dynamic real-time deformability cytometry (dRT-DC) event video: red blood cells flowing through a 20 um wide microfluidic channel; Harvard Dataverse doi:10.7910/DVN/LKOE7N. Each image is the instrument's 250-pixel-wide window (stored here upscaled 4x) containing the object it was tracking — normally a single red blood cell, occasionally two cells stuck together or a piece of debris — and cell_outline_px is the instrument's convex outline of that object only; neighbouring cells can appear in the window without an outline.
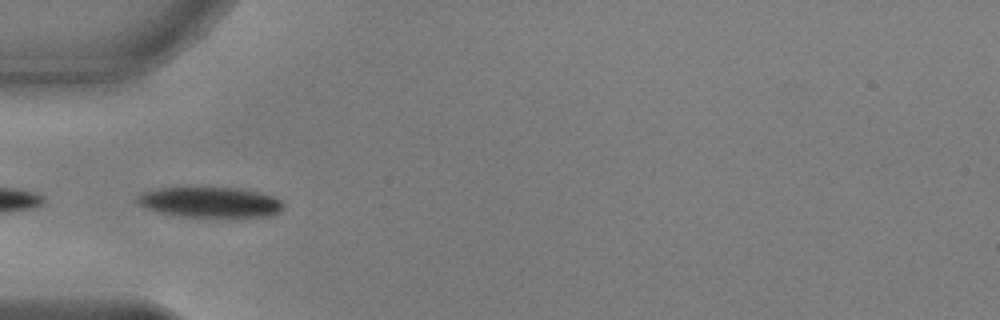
{"species": "common noctule bat (a hibernating species)", "species_latin": "Nyctalus noctula", "temperature_condition": "warm", "stored_images_in_passage": 20, "camera_frame_rate_fps": 3000, "um_per_image_px": 0.085, "animal": {"sex": "male", "body_mass_g": 17.9, "forearm_length_mm": 54.2}, "frame": {"image": 1, "passage_image": 4, "time_ms": 1.0, "image_size_px": [1000, 320], "cell_outline_px": [[284, 208], [280, 212], [272, 216], [228, 220], [188, 216], [164, 212], [144, 208], [136, 200], [144, 192], [160, 188], [240, 188], [260, 192], [276, 196], [284, 204]], "centroid_in_image_um": [18.04, 17.23], "position_along_channel_um": 67.0, "area_um2": 26.59}}
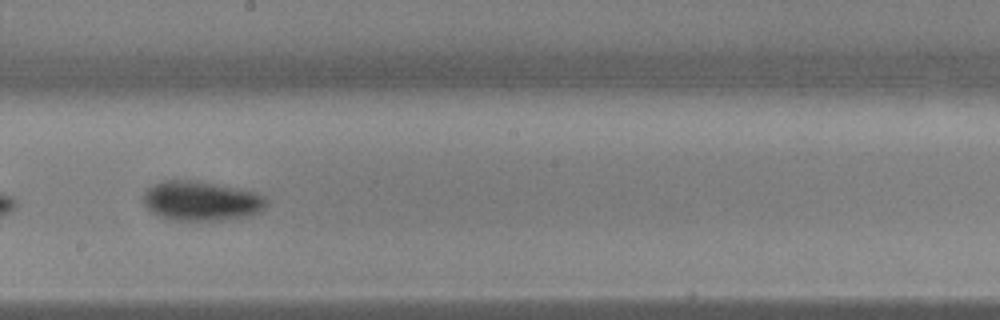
{"frame": {"image": 2, "passage_image": 17, "time_ms": 5.333, "image_size_px": [1000, 320], "cell_outline_px": [[268, 200], [264, 208], [256, 212], [244, 216], [220, 220], [172, 220], [156, 216], [140, 200], [144, 192], [148, 188], [164, 180], [196, 180], [240, 188], [256, 192], [264, 196]], "centroid_in_image_um": [17.06, 17.06], "position_along_channel_um": 231.1, "area_um2": 28.5}}